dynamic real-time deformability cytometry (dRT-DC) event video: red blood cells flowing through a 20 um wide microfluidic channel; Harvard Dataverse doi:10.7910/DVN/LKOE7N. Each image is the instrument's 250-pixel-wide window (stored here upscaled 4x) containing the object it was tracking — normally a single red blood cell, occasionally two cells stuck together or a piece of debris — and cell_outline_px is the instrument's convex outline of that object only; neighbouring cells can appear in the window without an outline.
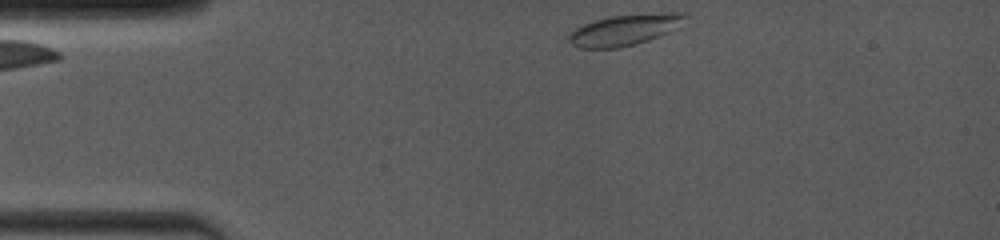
{"species": "common noctule bat (a hibernating species)", "species_latin": "Nyctalus noctula", "temperature_condition": "room temperature", "stored_images_in_passage": 33, "camera_frame_rate_fps": 4000, "um_per_image_px": 0.085, "animal": {"sex": "female", "body_mass_g": 19.0, "forearm_length_mm": 53.3}, "frame": {"image": 1, "passage_image": 1, "time_ms": 0.0, "image_size_px": [1000, 240], "cell_outline_px": [[688, 16], [668, 32], [648, 40], [636, 44], [620, 48], [580, 48], [572, 44], [568, 40], [568, 36], [576, 28], [584, 24], [596, 20], [612, 16], [668, 12], [684, 12]], "centroid_in_image_um": [53.07, 2.54], "position_along_channel_um": 31.9, "area_um2": 20.58}}
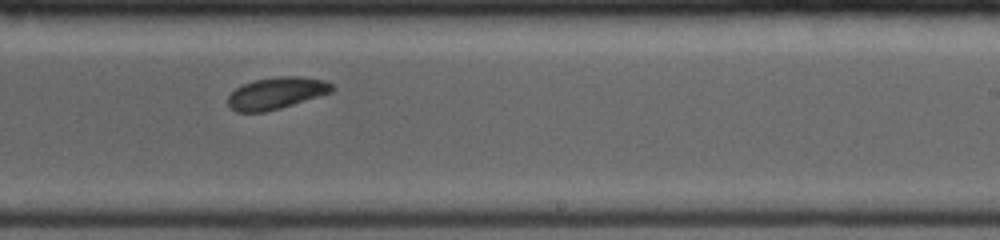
{"frame": {"image": 2, "passage_image": 21, "time_ms": 7.0, "image_size_px": [1000, 240], "cell_outline_px": [[336, 88], [332, 92], [280, 108], [264, 112], [236, 112], [228, 108], [228, 96], [236, 88], [244, 84], [256, 80], [276, 76], [296, 76], [324, 80], [332, 84]], "centroid_in_image_um": [23.48, 7.92], "position_along_channel_um": 265.5, "area_um2": 19.25}}
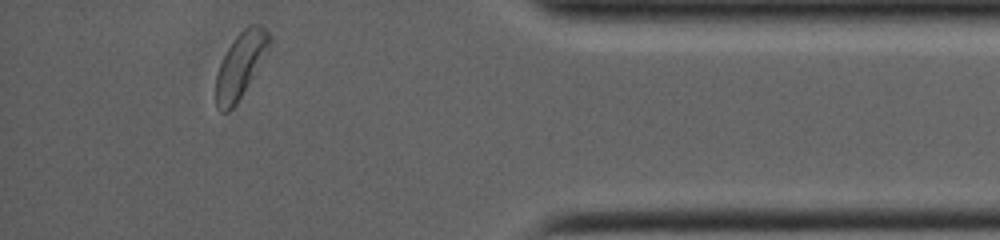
{"frame": {"image": 3, "passage_image": 33, "time_ms": 11.25, "image_size_px": [1000, 240], "cell_outline_px": [[272, 44], [236, 104], [228, 112], [220, 112], [216, 108], [216, 72], [228, 48], [236, 36], [248, 24], [260, 24], [272, 36]], "centroid_in_image_um": [20.45, 5.51], "position_along_channel_um": 414.7, "area_um2": 20.23}, "authors_computed_cell_mechanics": {"area_um2": 19.941, "velocity_mm_per_s": 4.0322, "shape_relaxation_time_tau1_ms": 2.1937, "shape_relaxation_time_tau2_ms": null, "deformation_change_tau1": 0.0814, "deformation_change_tau2": null}}